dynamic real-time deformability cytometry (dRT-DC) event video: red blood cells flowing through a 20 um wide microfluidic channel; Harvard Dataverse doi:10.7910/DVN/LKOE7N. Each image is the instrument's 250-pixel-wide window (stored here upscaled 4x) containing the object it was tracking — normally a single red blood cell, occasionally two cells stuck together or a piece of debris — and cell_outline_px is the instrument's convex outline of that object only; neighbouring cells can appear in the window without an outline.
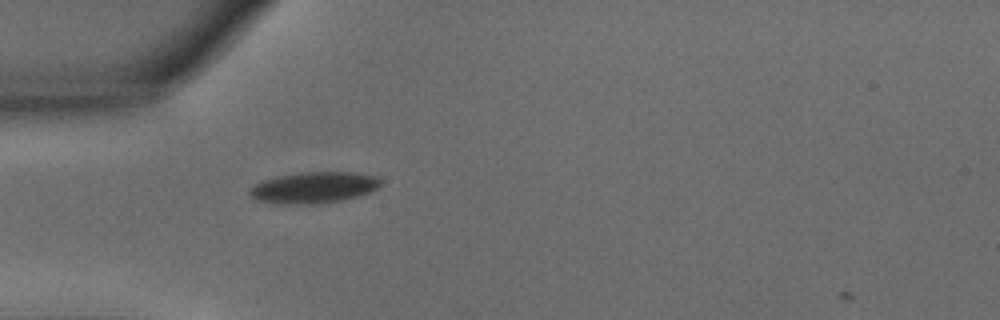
{"species": "common noctule bat (a hibernating species)", "species_latin": "Nyctalus noctula", "temperature_condition": "warm", "stored_images_in_passage": 3, "camera_frame_rate_fps": 3000, "um_per_image_px": 0.085, "animal": {"sex": "male", "body_mass_g": 15.6}, "frame": {"image": 1, "passage_image": 2, "time_ms": 0.333, "image_size_px": [1000, 320], "cell_outline_px": [[384, 180], [376, 188], [368, 192], [356, 196], [340, 200], [316, 204], [276, 204], [256, 200], [248, 192], [256, 184], [264, 180], [276, 176], [300, 172], [356, 172], [380, 176]], "centroid_in_image_um": [26.69, 15.93], "position_along_channel_um": 58.3, "area_um2": 23.93}}